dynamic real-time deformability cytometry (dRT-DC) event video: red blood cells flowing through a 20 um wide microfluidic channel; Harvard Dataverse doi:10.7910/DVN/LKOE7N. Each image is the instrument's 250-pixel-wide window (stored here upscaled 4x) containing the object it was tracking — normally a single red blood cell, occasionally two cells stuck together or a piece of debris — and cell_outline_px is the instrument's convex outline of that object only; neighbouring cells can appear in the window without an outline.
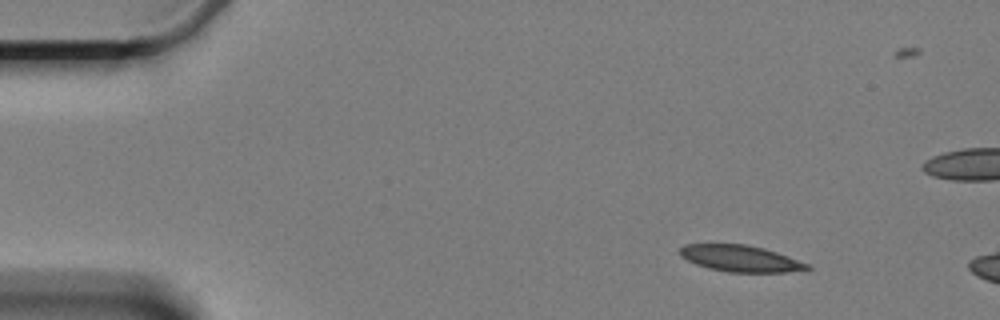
{"species": "Egyptian fruit bat (a non-hibernating species)", "species_latin": "Rousettus aegyptiacus", "temperature_condition": "cold", "stored_images_in_passage": 4, "camera_frame_rate_fps": 3000, "um_per_image_px": 0.085, "animal": {"sex": "female"}, "frame": {"image": 1, "passage_image": 1, "time_ms": 0.0, "image_size_px": [1000, 320], "cell_outline_px": [[812, 268], [788, 272], [728, 272], [708, 268], [696, 264], [680, 256], [680, 248], [684, 244], [744, 244], [764, 248], [812, 264]], "centroid_in_image_um": [62.97, 21.97], "position_along_channel_um": 22.0, "area_um2": 19.65}}